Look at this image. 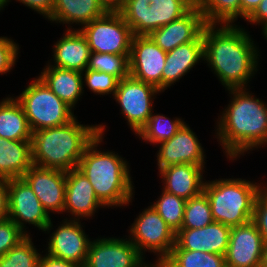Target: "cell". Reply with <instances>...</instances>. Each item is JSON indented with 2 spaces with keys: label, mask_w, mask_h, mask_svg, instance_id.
<instances>
[{
  "label": "cell",
  "mask_w": 267,
  "mask_h": 267,
  "mask_svg": "<svg viewBox=\"0 0 267 267\" xmlns=\"http://www.w3.org/2000/svg\"><path fill=\"white\" fill-rule=\"evenodd\" d=\"M162 93L152 84L139 81L131 76L119 80L113 99L131 131L136 135L149 120L154 111L153 101Z\"/></svg>",
  "instance_id": "obj_10"
},
{
  "label": "cell",
  "mask_w": 267,
  "mask_h": 267,
  "mask_svg": "<svg viewBox=\"0 0 267 267\" xmlns=\"http://www.w3.org/2000/svg\"><path fill=\"white\" fill-rule=\"evenodd\" d=\"M262 34L264 36V39L267 40V27L264 30H262Z\"/></svg>",
  "instance_id": "obj_47"
},
{
  "label": "cell",
  "mask_w": 267,
  "mask_h": 267,
  "mask_svg": "<svg viewBox=\"0 0 267 267\" xmlns=\"http://www.w3.org/2000/svg\"><path fill=\"white\" fill-rule=\"evenodd\" d=\"M27 235L9 218L0 220V257L16 246Z\"/></svg>",
  "instance_id": "obj_36"
},
{
  "label": "cell",
  "mask_w": 267,
  "mask_h": 267,
  "mask_svg": "<svg viewBox=\"0 0 267 267\" xmlns=\"http://www.w3.org/2000/svg\"><path fill=\"white\" fill-rule=\"evenodd\" d=\"M139 213L127 237L144 257L148 251L153 252L157 260H164L175 245L176 233L151 205Z\"/></svg>",
  "instance_id": "obj_8"
},
{
  "label": "cell",
  "mask_w": 267,
  "mask_h": 267,
  "mask_svg": "<svg viewBox=\"0 0 267 267\" xmlns=\"http://www.w3.org/2000/svg\"><path fill=\"white\" fill-rule=\"evenodd\" d=\"M20 48L13 39L0 36V75L11 72L19 59Z\"/></svg>",
  "instance_id": "obj_37"
},
{
  "label": "cell",
  "mask_w": 267,
  "mask_h": 267,
  "mask_svg": "<svg viewBox=\"0 0 267 267\" xmlns=\"http://www.w3.org/2000/svg\"><path fill=\"white\" fill-rule=\"evenodd\" d=\"M155 147H159L156 155L158 171L177 164L206 165L205 149L186 122L169 140Z\"/></svg>",
  "instance_id": "obj_14"
},
{
  "label": "cell",
  "mask_w": 267,
  "mask_h": 267,
  "mask_svg": "<svg viewBox=\"0 0 267 267\" xmlns=\"http://www.w3.org/2000/svg\"><path fill=\"white\" fill-rule=\"evenodd\" d=\"M39 267H82L78 264L53 257L45 252L41 254Z\"/></svg>",
  "instance_id": "obj_41"
},
{
  "label": "cell",
  "mask_w": 267,
  "mask_h": 267,
  "mask_svg": "<svg viewBox=\"0 0 267 267\" xmlns=\"http://www.w3.org/2000/svg\"><path fill=\"white\" fill-rule=\"evenodd\" d=\"M260 267H267V244H264L261 265Z\"/></svg>",
  "instance_id": "obj_46"
},
{
  "label": "cell",
  "mask_w": 267,
  "mask_h": 267,
  "mask_svg": "<svg viewBox=\"0 0 267 267\" xmlns=\"http://www.w3.org/2000/svg\"><path fill=\"white\" fill-rule=\"evenodd\" d=\"M32 165L31 140L14 141L0 137V177L22 178Z\"/></svg>",
  "instance_id": "obj_26"
},
{
  "label": "cell",
  "mask_w": 267,
  "mask_h": 267,
  "mask_svg": "<svg viewBox=\"0 0 267 267\" xmlns=\"http://www.w3.org/2000/svg\"><path fill=\"white\" fill-rule=\"evenodd\" d=\"M213 222L211 206L204 192L186 200L181 229H199Z\"/></svg>",
  "instance_id": "obj_33"
},
{
  "label": "cell",
  "mask_w": 267,
  "mask_h": 267,
  "mask_svg": "<svg viewBox=\"0 0 267 267\" xmlns=\"http://www.w3.org/2000/svg\"><path fill=\"white\" fill-rule=\"evenodd\" d=\"M8 0H0V8L7 2Z\"/></svg>",
  "instance_id": "obj_48"
},
{
  "label": "cell",
  "mask_w": 267,
  "mask_h": 267,
  "mask_svg": "<svg viewBox=\"0 0 267 267\" xmlns=\"http://www.w3.org/2000/svg\"><path fill=\"white\" fill-rule=\"evenodd\" d=\"M264 242L256 224L249 222L231 227L225 254L226 267H260Z\"/></svg>",
  "instance_id": "obj_17"
},
{
  "label": "cell",
  "mask_w": 267,
  "mask_h": 267,
  "mask_svg": "<svg viewBox=\"0 0 267 267\" xmlns=\"http://www.w3.org/2000/svg\"><path fill=\"white\" fill-rule=\"evenodd\" d=\"M15 98L23 107L32 132L64 125L76 116L39 77L32 79Z\"/></svg>",
  "instance_id": "obj_6"
},
{
  "label": "cell",
  "mask_w": 267,
  "mask_h": 267,
  "mask_svg": "<svg viewBox=\"0 0 267 267\" xmlns=\"http://www.w3.org/2000/svg\"><path fill=\"white\" fill-rule=\"evenodd\" d=\"M252 221L261 233L264 244H267V185L255 200Z\"/></svg>",
  "instance_id": "obj_38"
},
{
  "label": "cell",
  "mask_w": 267,
  "mask_h": 267,
  "mask_svg": "<svg viewBox=\"0 0 267 267\" xmlns=\"http://www.w3.org/2000/svg\"><path fill=\"white\" fill-rule=\"evenodd\" d=\"M16 2H19L26 7H28L31 10H34V12H37L38 14L42 15L45 19H47L52 11L54 6V0H15ZM9 2L11 0H8L1 8L0 11L8 6Z\"/></svg>",
  "instance_id": "obj_39"
},
{
  "label": "cell",
  "mask_w": 267,
  "mask_h": 267,
  "mask_svg": "<svg viewBox=\"0 0 267 267\" xmlns=\"http://www.w3.org/2000/svg\"><path fill=\"white\" fill-rule=\"evenodd\" d=\"M22 178L30 185L49 215L63 214L66 171L32 165Z\"/></svg>",
  "instance_id": "obj_16"
},
{
  "label": "cell",
  "mask_w": 267,
  "mask_h": 267,
  "mask_svg": "<svg viewBox=\"0 0 267 267\" xmlns=\"http://www.w3.org/2000/svg\"><path fill=\"white\" fill-rule=\"evenodd\" d=\"M205 25L203 13L196 3L185 15L156 29L149 36L167 53L179 45L195 41Z\"/></svg>",
  "instance_id": "obj_19"
},
{
  "label": "cell",
  "mask_w": 267,
  "mask_h": 267,
  "mask_svg": "<svg viewBox=\"0 0 267 267\" xmlns=\"http://www.w3.org/2000/svg\"><path fill=\"white\" fill-rule=\"evenodd\" d=\"M158 196L157 201L150 205L165 220L167 225L177 233L181 229L186 200L165 190Z\"/></svg>",
  "instance_id": "obj_31"
},
{
  "label": "cell",
  "mask_w": 267,
  "mask_h": 267,
  "mask_svg": "<svg viewBox=\"0 0 267 267\" xmlns=\"http://www.w3.org/2000/svg\"><path fill=\"white\" fill-rule=\"evenodd\" d=\"M164 261L170 267H226L223 255L183 250L176 244Z\"/></svg>",
  "instance_id": "obj_29"
},
{
  "label": "cell",
  "mask_w": 267,
  "mask_h": 267,
  "mask_svg": "<svg viewBox=\"0 0 267 267\" xmlns=\"http://www.w3.org/2000/svg\"><path fill=\"white\" fill-rule=\"evenodd\" d=\"M0 137L14 141L32 139L23 107L13 95L0 101Z\"/></svg>",
  "instance_id": "obj_27"
},
{
  "label": "cell",
  "mask_w": 267,
  "mask_h": 267,
  "mask_svg": "<svg viewBox=\"0 0 267 267\" xmlns=\"http://www.w3.org/2000/svg\"><path fill=\"white\" fill-rule=\"evenodd\" d=\"M8 218L26 234V224L43 232L51 221V215L41 205L30 185L23 178L9 179ZM29 232V233H28Z\"/></svg>",
  "instance_id": "obj_12"
},
{
  "label": "cell",
  "mask_w": 267,
  "mask_h": 267,
  "mask_svg": "<svg viewBox=\"0 0 267 267\" xmlns=\"http://www.w3.org/2000/svg\"><path fill=\"white\" fill-rule=\"evenodd\" d=\"M167 53L149 35L133 36L129 57L130 76L157 87L161 91V76Z\"/></svg>",
  "instance_id": "obj_15"
},
{
  "label": "cell",
  "mask_w": 267,
  "mask_h": 267,
  "mask_svg": "<svg viewBox=\"0 0 267 267\" xmlns=\"http://www.w3.org/2000/svg\"><path fill=\"white\" fill-rule=\"evenodd\" d=\"M196 0H127L119 11L133 35H150L185 15Z\"/></svg>",
  "instance_id": "obj_7"
},
{
  "label": "cell",
  "mask_w": 267,
  "mask_h": 267,
  "mask_svg": "<svg viewBox=\"0 0 267 267\" xmlns=\"http://www.w3.org/2000/svg\"><path fill=\"white\" fill-rule=\"evenodd\" d=\"M206 24H235L240 18V0H196Z\"/></svg>",
  "instance_id": "obj_30"
},
{
  "label": "cell",
  "mask_w": 267,
  "mask_h": 267,
  "mask_svg": "<svg viewBox=\"0 0 267 267\" xmlns=\"http://www.w3.org/2000/svg\"><path fill=\"white\" fill-rule=\"evenodd\" d=\"M100 208L105 209L106 206L97 198L88 178L77 168L66 171L63 214L66 213V216L69 214L68 217H71H65V219L90 220V217L95 216V213H98Z\"/></svg>",
  "instance_id": "obj_18"
},
{
  "label": "cell",
  "mask_w": 267,
  "mask_h": 267,
  "mask_svg": "<svg viewBox=\"0 0 267 267\" xmlns=\"http://www.w3.org/2000/svg\"><path fill=\"white\" fill-rule=\"evenodd\" d=\"M106 127L98 124L99 135L86 147L77 169L88 178L97 198L108 209H123L133 202L135 186L127 159L115 151L100 150Z\"/></svg>",
  "instance_id": "obj_3"
},
{
  "label": "cell",
  "mask_w": 267,
  "mask_h": 267,
  "mask_svg": "<svg viewBox=\"0 0 267 267\" xmlns=\"http://www.w3.org/2000/svg\"><path fill=\"white\" fill-rule=\"evenodd\" d=\"M91 52L130 55L133 32L120 12H107L79 29Z\"/></svg>",
  "instance_id": "obj_9"
},
{
  "label": "cell",
  "mask_w": 267,
  "mask_h": 267,
  "mask_svg": "<svg viewBox=\"0 0 267 267\" xmlns=\"http://www.w3.org/2000/svg\"><path fill=\"white\" fill-rule=\"evenodd\" d=\"M65 31L53 44V59L47 63L58 68L84 72L91 54L87 40L80 30L65 29Z\"/></svg>",
  "instance_id": "obj_22"
},
{
  "label": "cell",
  "mask_w": 267,
  "mask_h": 267,
  "mask_svg": "<svg viewBox=\"0 0 267 267\" xmlns=\"http://www.w3.org/2000/svg\"><path fill=\"white\" fill-rule=\"evenodd\" d=\"M154 262V263H153ZM150 263L145 262L141 267H170L164 260H155Z\"/></svg>",
  "instance_id": "obj_45"
},
{
  "label": "cell",
  "mask_w": 267,
  "mask_h": 267,
  "mask_svg": "<svg viewBox=\"0 0 267 267\" xmlns=\"http://www.w3.org/2000/svg\"><path fill=\"white\" fill-rule=\"evenodd\" d=\"M184 123L185 121L182 118L170 119L163 114L152 112L149 120L136 136L147 144L158 145L175 135Z\"/></svg>",
  "instance_id": "obj_28"
},
{
  "label": "cell",
  "mask_w": 267,
  "mask_h": 267,
  "mask_svg": "<svg viewBox=\"0 0 267 267\" xmlns=\"http://www.w3.org/2000/svg\"><path fill=\"white\" fill-rule=\"evenodd\" d=\"M32 239L31 235H27L1 256L0 267H39L41 252L34 246Z\"/></svg>",
  "instance_id": "obj_32"
},
{
  "label": "cell",
  "mask_w": 267,
  "mask_h": 267,
  "mask_svg": "<svg viewBox=\"0 0 267 267\" xmlns=\"http://www.w3.org/2000/svg\"><path fill=\"white\" fill-rule=\"evenodd\" d=\"M107 12L99 0H54L53 11L47 20L65 24L68 30H79ZM76 25L81 27L74 28Z\"/></svg>",
  "instance_id": "obj_24"
},
{
  "label": "cell",
  "mask_w": 267,
  "mask_h": 267,
  "mask_svg": "<svg viewBox=\"0 0 267 267\" xmlns=\"http://www.w3.org/2000/svg\"><path fill=\"white\" fill-rule=\"evenodd\" d=\"M260 2L261 0H240V18L245 20Z\"/></svg>",
  "instance_id": "obj_43"
},
{
  "label": "cell",
  "mask_w": 267,
  "mask_h": 267,
  "mask_svg": "<svg viewBox=\"0 0 267 267\" xmlns=\"http://www.w3.org/2000/svg\"><path fill=\"white\" fill-rule=\"evenodd\" d=\"M8 183L9 179L0 177V220L8 218Z\"/></svg>",
  "instance_id": "obj_42"
},
{
  "label": "cell",
  "mask_w": 267,
  "mask_h": 267,
  "mask_svg": "<svg viewBox=\"0 0 267 267\" xmlns=\"http://www.w3.org/2000/svg\"><path fill=\"white\" fill-rule=\"evenodd\" d=\"M251 25H260L261 30L267 27V0H261L255 10L244 20Z\"/></svg>",
  "instance_id": "obj_40"
},
{
  "label": "cell",
  "mask_w": 267,
  "mask_h": 267,
  "mask_svg": "<svg viewBox=\"0 0 267 267\" xmlns=\"http://www.w3.org/2000/svg\"><path fill=\"white\" fill-rule=\"evenodd\" d=\"M231 227L213 222L199 229H180L175 235V244L183 250L203 251L225 256Z\"/></svg>",
  "instance_id": "obj_20"
},
{
  "label": "cell",
  "mask_w": 267,
  "mask_h": 267,
  "mask_svg": "<svg viewBox=\"0 0 267 267\" xmlns=\"http://www.w3.org/2000/svg\"><path fill=\"white\" fill-rule=\"evenodd\" d=\"M60 222L58 227L54 229L52 219L44 234H49L47 239L46 251L47 254L78 264L82 267L85 266L88 256V249L91 242L89 235L85 233V228L81 220L65 219ZM49 240V241H48Z\"/></svg>",
  "instance_id": "obj_11"
},
{
  "label": "cell",
  "mask_w": 267,
  "mask_h": 267,
  "mask_svg": "<svg viewBox=\"0 0 267 267\" xmlns=\"http://www.w3.org/2000/svg\"><path fill=\"white\" fill-rule=\"evenodd\" d=\"M124 237L103 236L91 240L84 267H141L146 257L127 235Z\"/></svg>",
  "instance_id": "obj_13"
},
{
  "label": "cell",
  "mask_w": 267,
  "mask_h": 267,
  "mask_svg": "<svg viewBox=\"0 0 267 267\" xmlns=\"http://www.w3.org/2000/svg\"><path fill=\"white\" fill-rule=\"evenodd\" d=\"M38 75L64 103L76 109V104L84 93L82 72L58 68L47 63Z\"/></svg>",
  "instance_id": "obj_25"
},
{
  "label": "cell",
  "mask_w": 267,
  "mask_h": 267,
  "mask_svg": "<svg viewBox=\"0 0 267 267\" xmlns=\"http://www.w3.org/2000/svg\"><path fill=\"white\" fill-rule=\"evenodd\" d=\"M249 33L237 23L206 24L203 29V61L225 90L250 87L260 68L261 51Z\"/></svg>",
  "instance_id": "obj_1"
},
{
  "label": "cell",
  "mask_w": 267,
  "mask_h": 267,
  "mask_svg": "<svg viewBox=\"0 0 267 267\" xmlns=\"http://www.w3.org/2000/svg\"><path fill=\"white\" fill-rule=\"evenodd\" d=\"M203 61V32L195 40L177 46L167 52L166 63L161 76V91L179 82L197 64Z\"/></svg>",
  "instance_id": "obj_23"
},
{
  "label": "cell",
  "mask_w": 267,
  "mask_h": 267,
  "mask_svg": "<svg viewBox=\"0 0 267 267\" xmlns=\"http://www.w3.org/2000/svg\"><path fill=\"white\" fill-rule=\"evenodd\" d=\"M103 7L109 12H119L127 0H99Z\"/></svg>",
  "instance_id": "obj_44"
},
{
  "label": "cell",
  "mask_w": 267,
  "mask_h": 267,
  "mask_svg": "<svg viewBox=\"0 0 267 267\" xmlns=\"http://www.w3.org/2000/svg\"><path fill=\"white\" fill-rule=\"evenodd\" d=\"M249 89H228L231 99L216 121L214 135L229 161L267 145V103Z\"/></svg>",
  "instance_id": "obj_2"
},
{
  "label": "cell",
  "mask_w": 267,
  "mask_h": 267,
  "mask_svg": "<svg viewBox=\"0 0 267 267\" xmlns=\"http://www.w3.org/2000/svg\"><path fill=\"white\" fill-rule=\"evenodd\" d=\"M97 135L98 124H81L77 117L61 126L34 131L32 163L64 171L76 169L86 147Z\"/></svg>",
  "instance_id": "obj_4"
},
{
  "label": "cell",
  "mask_w": 267,
  "mask_h": 267,
  "mask_svg": "<svg viewBox=\"0 0 267 267\" xmlns=\"http://www.w3.org/2000/svg\"><path fill=\"white\" fill-rule=\"evenodd\" d=\"M206 166L177 164L164 167L158 171L162 179L161 190L188 200L201 194L204 190Z\"/></svg>",
  "instance_id": "obj_21"
},
{
  "label": "cell",
  "mask_w": 267,
  "mask_h": 267,
  "mask_svg": "<svg viewBox=\"0 0 267 267\" xmlns=\"http://www.w3.org/2000/svg\"><path fill=\"white\" fill-rule=\"evenodd\" d=\"M266 185L233 176L205 181L214 222L234 227L252 220L255 200Z\"/></svg>",
  "instance_id": "obj_5"
},
{
  "label": "cell",
  "mask_w": 267,
  "mask_h": 267,
  "mask_svg": "<svg viewBox=\"0 0 267 267\" xmlns=\"http://www.w3.org/2000/svg\"><path fill=\"white\" fill-rule=\"evenodd\" d=\"M83 87H88L89 91L95 95H111L114 96L118 87L119 79L112 74L98 72L86 69L82 72ZM86 85V86H85Z\"/></svg>",
  "instance_id": "obj_35"
},
{
  "label": "cell",
  "mask_w": 267,
  "mask_h": 267,
  "mask_svg": "<svg viewBox=\"0 0 267 267\" xmlns=\"http://www.w3.org/2000/svg\"><path fill=\"white\" fill-rule=\"evenodd\" d=\"M130 55L91 52L87 69L112 74L119 80L130 76Z\"/></svg>",
  "instance_id": "obj_34"
}]
</instances>
